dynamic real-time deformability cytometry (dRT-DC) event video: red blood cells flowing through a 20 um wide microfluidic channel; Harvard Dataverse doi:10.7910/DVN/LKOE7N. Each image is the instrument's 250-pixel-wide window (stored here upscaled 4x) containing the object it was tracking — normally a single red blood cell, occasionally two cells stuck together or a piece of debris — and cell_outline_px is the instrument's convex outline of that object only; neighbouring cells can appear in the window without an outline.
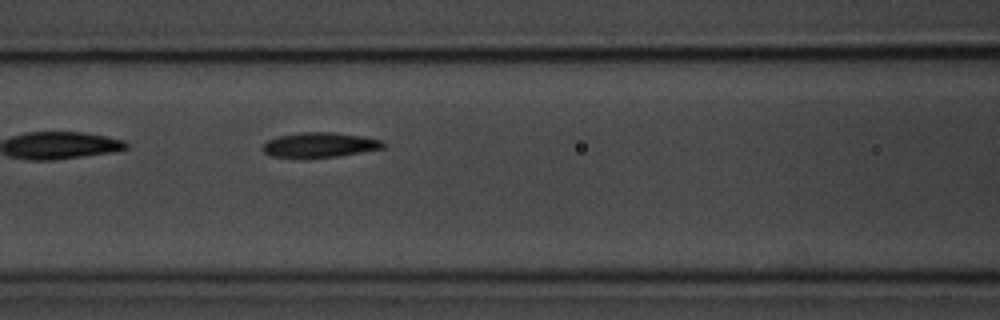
{"species": "common noctule bat (a hibernating species)", "species_latin": "Nyctalus noctula", "temperature_condition": "room temperature", "stored_images_in_passage": 7, "camera_frame_rate_fps": 3000, "um_per_image_px": 0.085, "animal": {"sex": "male", "body_mass_g": 20.1, "forearm_length_mm": 53.5}, "frame": {"image": 1, "passage_image": 7, "time_ms": 7.0, "image_size_px": [1000, 320], "cell_outline_px": [[388, 144], [384, 148], [340, 156], [272, 156], [264, 152], [260, 148], [268, 140], [276, 136], [300, 132], [332, 132], [364, 136], [384, 140]], "centroid_in_image_um": [27.25, 12.28], "position_along_channel_um": 139.4, "area_um2": 17.34}}